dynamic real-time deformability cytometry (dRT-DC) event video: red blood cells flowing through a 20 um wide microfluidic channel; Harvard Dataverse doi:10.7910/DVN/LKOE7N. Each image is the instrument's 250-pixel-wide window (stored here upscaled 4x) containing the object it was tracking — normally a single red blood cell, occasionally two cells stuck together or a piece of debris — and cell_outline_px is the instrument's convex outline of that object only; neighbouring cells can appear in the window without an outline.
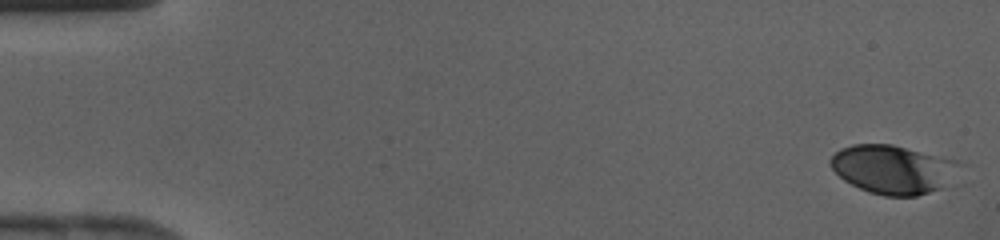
{"species": "human", "species_latin": "Homo sapiens", "temperature_condition": "cold", "stored_images_in_passage": 42, "camera_frame_rate_fps": 3000, "um_per_image_px": 0.085, "donor": {"sex": "female"}, "frame": {"image": 1, "passage_image": 1, "time_ms": 0.0, "image_size_px": [1000, 240], "cell_outline_px": [[940, 188], [916, 196], [884, 196], [868, 192], [844, 180], [832, 168], [828, 160], [840, 148], [852, 144], [892, 144], [932, 156]], "centroid_in_image_um": [75.32, 14.4], "position_along_channel_um": 9.7, "area_um2": 32.19}}
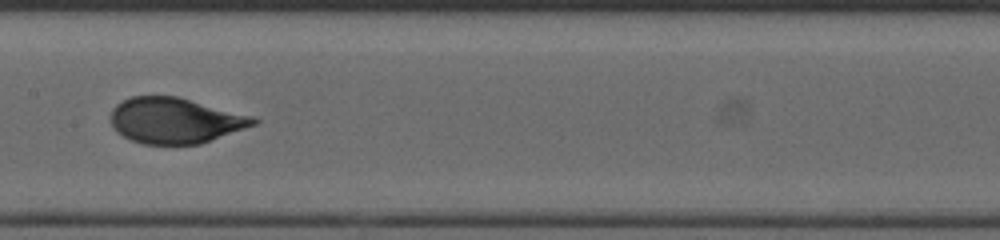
{"frame": {"image": 2, "passage_image": 22, "time_ms": 7.0, "image_size_px": [1000, 240], "cell_outline_px": [[260, 120], [256, 124], [200, 144], [144, 144], [132, 140], [116, 132], [112, 124], [112, 108], [116, 104], [132, 96], [176, 96], [252, 116]], "centroid_in_image_um": [14.87, 10.24], "position_along_channel_um": 192.5, "area_um2": 37.57}}
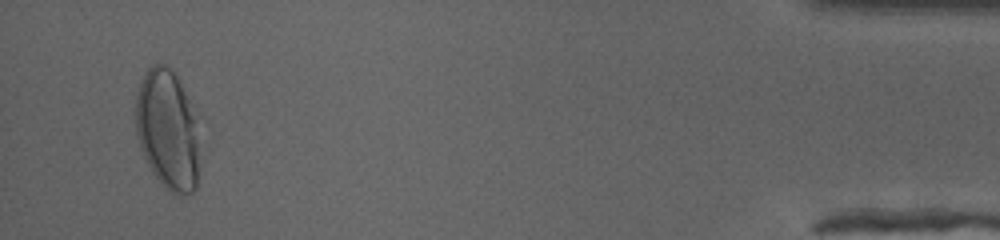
{"frame": {"image": 3, "passage_image": 41, "time_ms": 13.333, "image_size_px": [1000, 240], "cell_outline_px": [[196, 188], [192, 192], [180, 196], [172, 196], [152, 172], [140, 148], [136, 136], [136, 96], [140, 84], [148, 68], [152, 64], [164, 64], [176, 76], [196, 116]], "centroid_in_image_um": [14.2, 11.06], "position_along_channel_um": 421.0, "area_um2": 43.81}}